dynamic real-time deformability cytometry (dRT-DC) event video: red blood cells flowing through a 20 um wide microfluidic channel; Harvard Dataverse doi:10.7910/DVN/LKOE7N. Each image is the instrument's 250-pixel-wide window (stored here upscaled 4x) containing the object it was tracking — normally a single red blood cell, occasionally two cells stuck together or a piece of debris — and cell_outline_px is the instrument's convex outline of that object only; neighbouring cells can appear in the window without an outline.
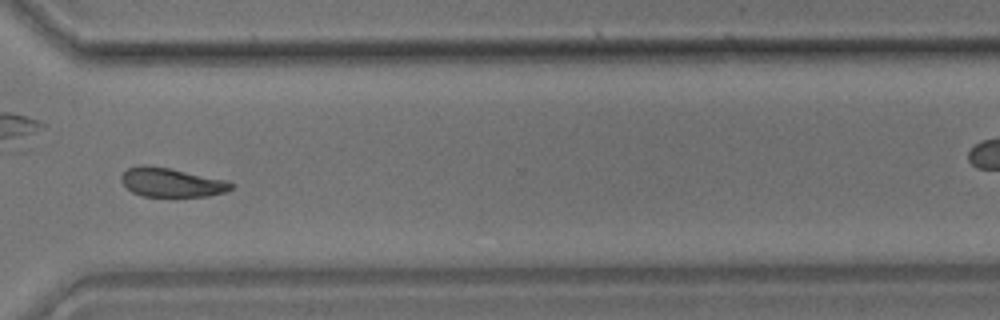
{"species": "common noctule bat (a hibernating species)", "species_latin": "Nyctalus noctula", "temperature_condition": "room temperature", "stored_images_in_passage": 44, "camera_frame_rate_fps": 3000, "um_per_image_px": 0.085, "animal": {"sex": "male", "body_mass_g": 17.9}, "frame": {"image": 1, "passage_image": 32, "time_ms": 10.333, "image_size_px": [1000, 320], "cell_outline_px": [[236, 184], [232, 188], [224, 192], [208, 196], [144, 196], [132, 192], [120, 180], [120, 176], [128, 168], [140, 164], [144, 164], [168, 168], [228, 180]], "centroid_in_image_um": [14.58, 15.5], "position_along_channel_um": 356.0, "area_um2": 18.55}}